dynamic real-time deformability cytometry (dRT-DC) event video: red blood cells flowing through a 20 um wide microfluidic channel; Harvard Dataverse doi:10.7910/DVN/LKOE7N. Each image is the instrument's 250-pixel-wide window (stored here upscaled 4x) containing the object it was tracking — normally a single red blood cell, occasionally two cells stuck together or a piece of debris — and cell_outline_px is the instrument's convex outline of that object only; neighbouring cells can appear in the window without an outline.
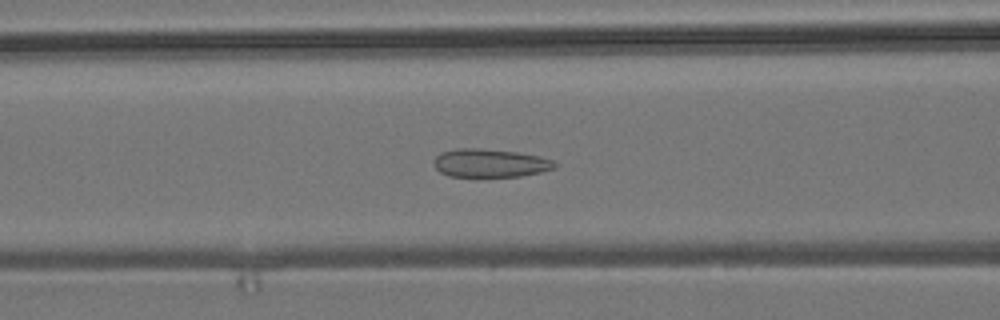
{"species": "common noctule bat (a hibernating species)", "species_latin": "Nyctalus noctula", "temperature_condition": "room temperature", "stored_images_in_passage": 47, "camera_frame_rate_fps": 3000, "um_per_image_px": 0.085, "animal": {"sex": "male", "body_mass_g": 19.2, "forearm_length_mm": 51.8}, "frame": {"image": 1, "passage_image": 17, "time_ms": 5.333, "image_size_px": [1000, 320], "cell_outline_px": [[560, 164], [556, 168], [540, 172], [520, 176], [448, 176], [440, 172], [432, 164], [436, 156], [440, 152], [456, 148], [476, 148], [516, 152], [540, 156], [556, 160]], "centroid_in_image_um": [41.69, 13.85], "position_along_channel_um": 124.9, "area_um2": 20.11}}
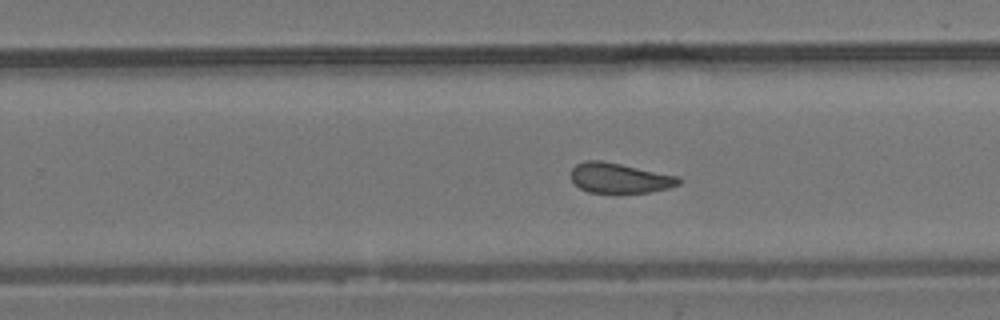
{"frame": {"image": 2, "passage_image": 29, "time_ms": 9.333, "image_size_px": [1000, 320], "cell_outline_px": [[680, 184], [668, 188], [648, 192], [588, 192], [580, 188], [572, 180], [572, 168], [576, 164], [584, 160], [600, 160], [680, 176]], "centroid_in_image_um": [52.67, 15.12], "position_along_channel_um": 277.1, "area_um2": 18.67}}
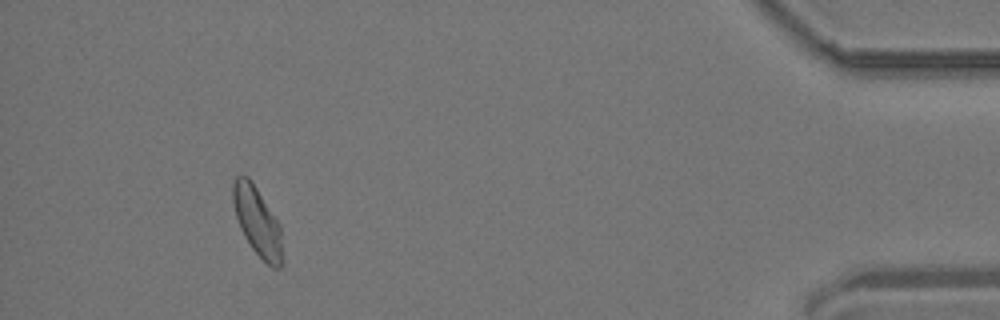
{"frame": {"image": 3, "passage_image": 45, "time_ms": 14.667, "image_size_px": [1000, 320], "cell_outline_px": [[280, 268], [272, 268], [252, 248], [244, 236], [240, 228], [236, 216], [232, 200], [232, 184], [236, 176], [248, 176], [252, 180], [280, 224]], "centroid_in_image_um": [21.83, 18.75], "position_along_channel_um": 413.4, "area_um2": 19.42}}